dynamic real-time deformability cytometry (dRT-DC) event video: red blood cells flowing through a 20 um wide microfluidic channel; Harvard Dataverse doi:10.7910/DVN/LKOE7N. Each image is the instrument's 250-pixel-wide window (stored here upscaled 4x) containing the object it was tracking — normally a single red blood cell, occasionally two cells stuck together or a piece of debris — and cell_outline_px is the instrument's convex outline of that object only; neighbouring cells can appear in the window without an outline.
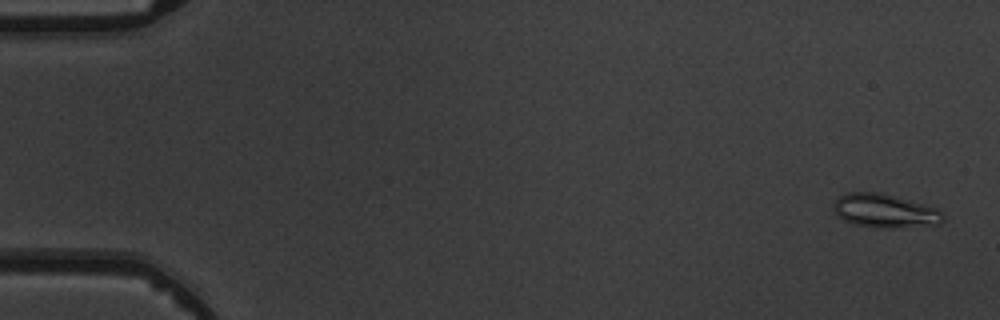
{"species": "common noctule bat (a hibernating species)", "species_latin": "Nyctalus noctula", "temperature_condition": "warm", "stored_images_in_passage": 6, "camera_frame_rate_fps": 3000, "um_per_image_px": 0.085, "animal": {"sex": "male", "body_mass_g": 19.5, "forearm_length_mm": 54.6}, "frame": {"image": 1, "passage_image": 1, "time_ms": 0.0, "image_size_px": [1000, 320], "cell_outline_px": [[944, 220], [940, 224], [892, 228], [888, 228], [852, 224], [844, 220], [836, 212], [832, 204], [840, 196], [848, 192], [876, 192], [936, 208], [944, 216]], "centroid_in_image_um": [75.19, 17.93], "position_along_channel_um": 9.8, "area_um2": 20.92}}
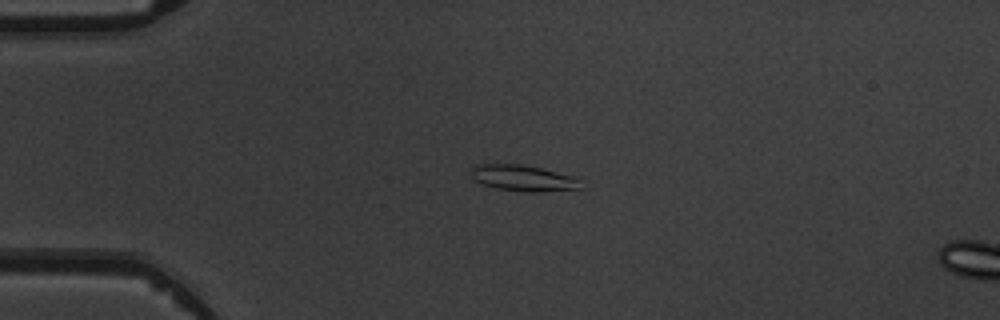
{"frame": {"image": 2, "passage_image": 4, "time_ms": 3.667, "image_size_px": [1000, 320], "cell_outline_px": [[584, 188], [540, 192], [524, 192], [496, 188], [484, 184], [476, 180], [472, 176], [472, 168], [476, 164], [520, 164], [540, 168], [572, 176], [580, 180]], "centroid_in_image_um": [44.51, 15.15], "position_along_channel_um": 40.5, "area_um2": 16.53}}